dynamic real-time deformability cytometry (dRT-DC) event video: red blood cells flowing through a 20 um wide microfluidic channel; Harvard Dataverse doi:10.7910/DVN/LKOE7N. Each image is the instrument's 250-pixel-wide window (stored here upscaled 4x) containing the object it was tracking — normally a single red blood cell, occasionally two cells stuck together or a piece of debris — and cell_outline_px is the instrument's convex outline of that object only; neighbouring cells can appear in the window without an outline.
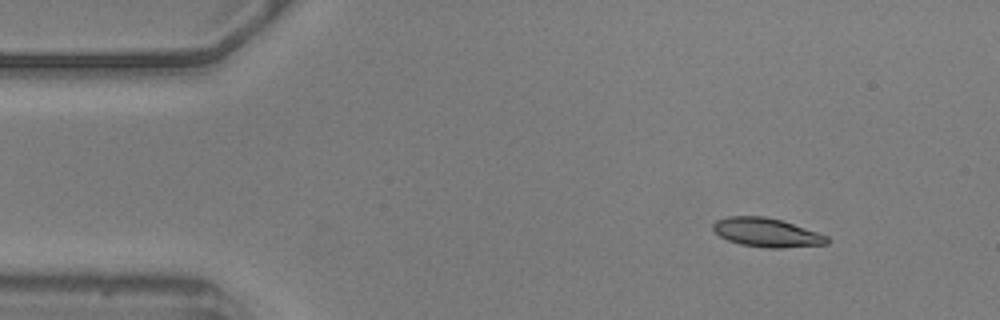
{"species": "common noctule bat (a hibernating species)", "species_latin": "Nyctalus noctula", "temperature_condition": "warm", "stored_images_in_passage": 50, "camera_frame_rate_fps": 3000, "um_per_image_px": 0.085, "animal": {"sex": "male", "body_mass_g": 20.5, "forearm_length_mm": 52.5}, "frame": {"image": 1, "passage_image": 1, "time_ms": 0.0, "image_size_px": [1000, 320], "cell_outline_px": [[832, 240], [828, 244], [780, 248], [768, 248], [740, 244], [728, 240], [720, 236], [712, 228], [712, 224], [716, 220], [728, 216], [764, 216], [784, 220], [828, 236]], "centroid_in_image_um": [65.2, 19.76], "position_along_channel_um": 19.8, "area_um2": 19.36}}
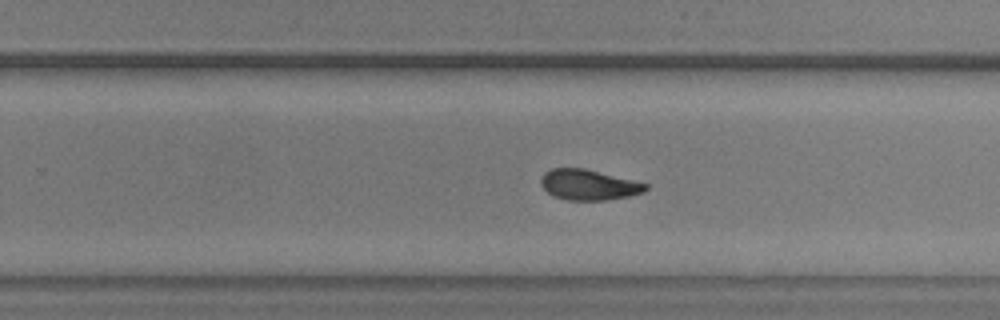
{"frame": {"image": 2, "passage_image": 29, "time_ms": 9.333, "image_size_px": [1000, 320], "cell_outline_px": [[648, 188], [644, 192], [628, 196], [604, 200], [568, 200], [552, 196], [540, 184], [540, 180], [544, 172], [552, 168], [584, 168], [648, 184]], "centroid_in_image_um": [50.0, 15.71], "position_along_channel_um": 279.8, "area_um2": 18.5}}
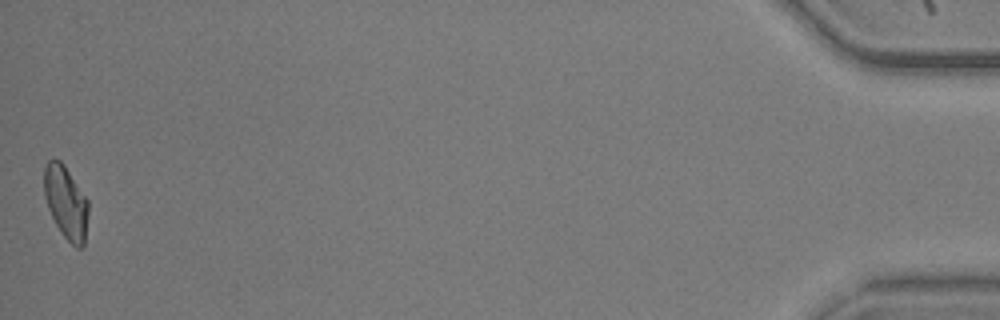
{"frame": {"image": 3, "passage_image": 50, "time_ms": 16.333, "image_size_px": [1000, 320], "cell_outline_px": [[88, 216], [84, 244], [80, 248], [76, 248], [60, 232], [48, 208], [44, 196], [44, 168], [48, 160], [60, 160], [64, 164], [88, 200]], "centroid_in_image_um": [5.6, 17.2], "position_along_channel_um": 429.6, "area_um2": 18.73}, "authors_computed_cell_mechanics": {"area_um2": 19.1896, "velocity_mm_per_s": 3.5956, "shape_relaxation_time_tau1_ms": 3.0689, "shape_relaxation_time_tau2_ms": 3.3578, "deformation_change_tau1": 0.132, "deformation_change_tau2": 0.0895}}